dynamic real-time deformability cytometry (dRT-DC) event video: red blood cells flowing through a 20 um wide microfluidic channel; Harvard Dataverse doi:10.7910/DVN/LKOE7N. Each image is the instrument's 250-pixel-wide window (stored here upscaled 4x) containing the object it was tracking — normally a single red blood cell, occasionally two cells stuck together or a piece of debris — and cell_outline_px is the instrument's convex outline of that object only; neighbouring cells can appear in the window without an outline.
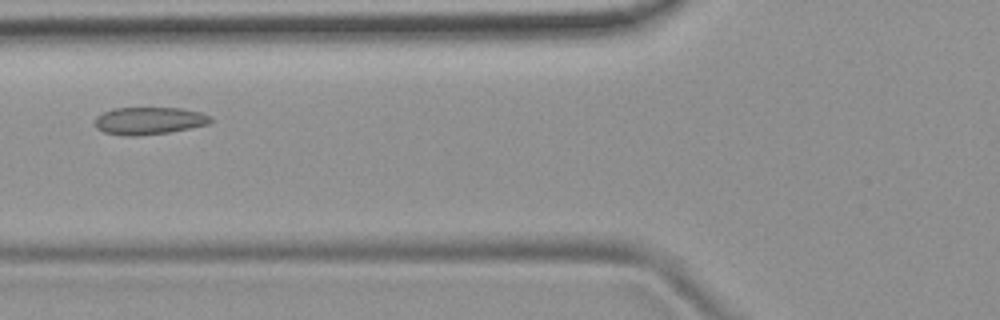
{"species": "common noctule bat (a hibernating species)", "species_latin": "Nyctalus noctula", "temperature_condition": "room temperature", "stored_images_in_passage": 38, "camera_frame_rate_fps": 3000, "um_per_image_px": 0.085, "animal": {"sex": "female", "body_mass_g": 19.9}, "frame": {"image": 1, "passage_image": 5, "time_ms": 1.333, "image_size_px": [1000, 320], "cell_outline_px": [[212, 120], [208, 124], [168, 132], [136, 136], [124, 136], [104, 132], [96, 128], [96, 116], [112, 108], [180, 108], [200, 112], [212, 116]], "centroid_in_image_um": [12.66, 10.26], "position_along_channel_um": 113.1, "area_um2": 18.38}}
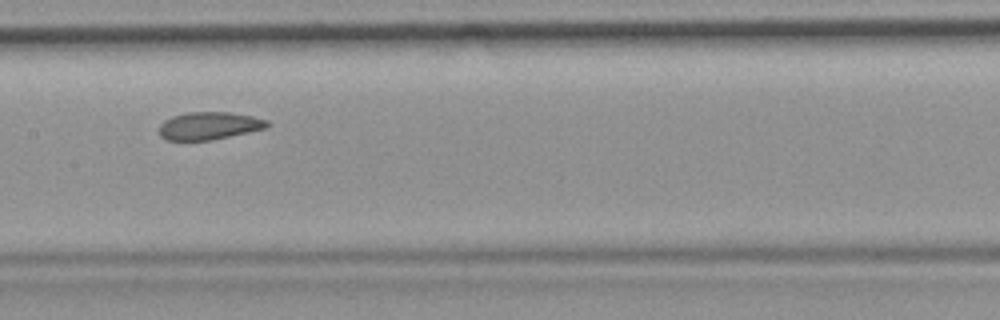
{"frame": {"image": 2, "passage_image": 11, "time_ms": 3.333, "image_size_px": [1000, 320], "cell_outline_px": [[272, 124], [268, 128], [212, 140], [168, 140], [160, 136], [160, 124], [164, 120], [172, 116], [188, 112], [232, 112], [252, 116], [268, 120]], "centroid_in_image_um": [17.83, 10.68], "position_along_channel_um": 189.6, "area_um2": 17.57}}
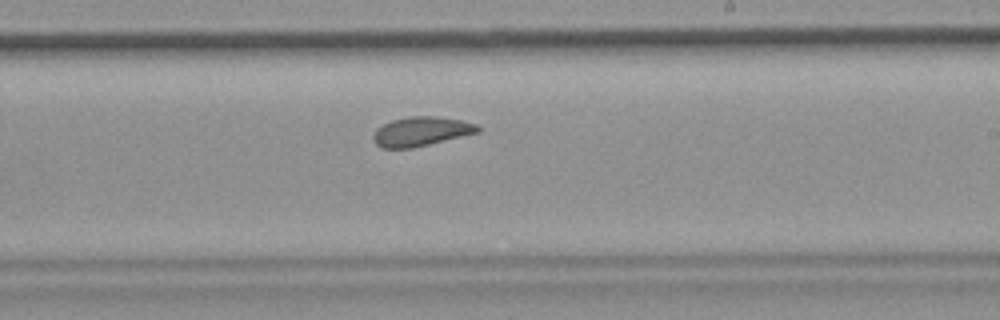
{"frame": {"image": 3, "passage_image": 16, "time_ms": 5.0, "image_size_px": [1000, 320], "cell_outline_px": [[480, 132], [412, 148], [380, 148], [376, 144], [372, 136], [376, 128], [392, 120], [408, 116], [436, 116], [460, 120], [476, 124], [480, 128]], "centroid_in_image_um": [35.77, 11.17], "position_along_channel_um": 253.2, "area_um2": 17.8}}